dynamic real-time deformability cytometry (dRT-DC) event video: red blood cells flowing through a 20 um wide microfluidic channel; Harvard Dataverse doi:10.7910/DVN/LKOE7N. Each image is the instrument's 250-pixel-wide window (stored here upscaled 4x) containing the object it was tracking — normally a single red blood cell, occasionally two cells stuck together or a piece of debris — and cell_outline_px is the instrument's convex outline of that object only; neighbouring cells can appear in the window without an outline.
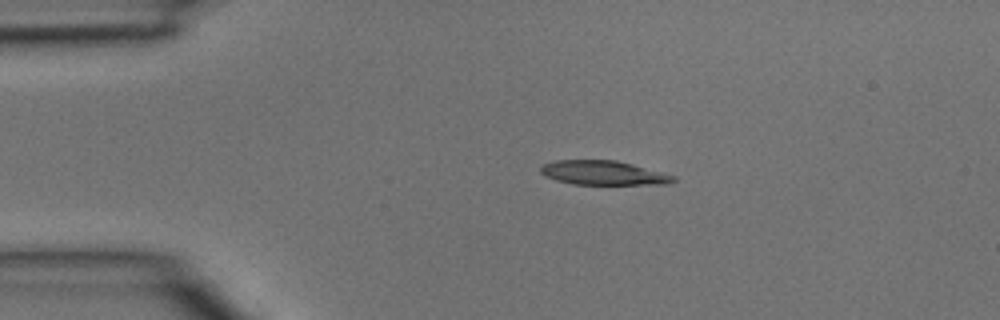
{"species": "common noctule bat (a hibernating species)", "species_latin": "Nyctalus noctula", "temperature_condition": "room temperature", "stored_images_in_passage": 3, "camera_frame_rate_fps": 3000, "um_per_image_px": 0.085, "animal": {"sex": "male", "body_mass_g": 15.6}, "frame": {"image": 1, "passage_image": 2, "time_ms": 0.333, "image_size_px": [1000, 320], "cell_outline_px": [[676, 180], [668, 184], [572, 184], [556, 180], [544, 176], [540, 172], [540, 168], [544, 164], [556, 160], [616, 160], [632, 164], [676, 176]], "centroid_in_image_um": [51.27, 14.69], "position_along_channel_um": 33.7, "area_um2": 18.67}}